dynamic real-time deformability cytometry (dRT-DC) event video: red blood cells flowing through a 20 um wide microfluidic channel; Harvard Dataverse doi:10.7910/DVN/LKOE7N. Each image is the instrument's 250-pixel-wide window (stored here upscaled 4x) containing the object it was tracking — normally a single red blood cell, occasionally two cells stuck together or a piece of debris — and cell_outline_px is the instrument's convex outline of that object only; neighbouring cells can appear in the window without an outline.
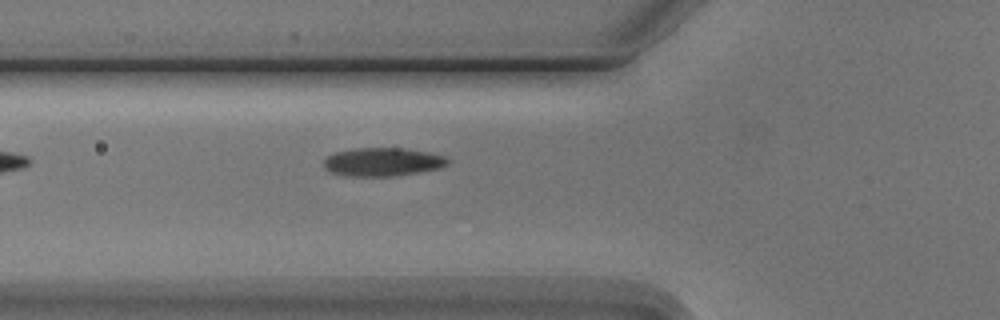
{"species": "Egyptian fruit bat (a non-hibernating species)", "species_latin": "Rousettus aegyptiacus", "temperature_condition": "cold", "stored_images_in_passage": 7, "camera_frame_rate_fps": 3000, "um_per_image_px": 0.085, "animal": {"sex": "male"}, "frame": {"image": 1, "passage_image": 7, "time_ms": 8.0, "image_size_px": [1000, 320], "cell_outline_px": [[452, 160], [444, 168], [420, 172], [392, 176], [348, 176], [332, 172], [324, 168], [324, 160], [328, 156], [336, 152], [352, 148], [404, 148], [428, 152], [444, 156]], "centroid_in_image_um": [32.58, 13.76], "position_along_channel_um": 93.2, "area_um2": 20.69}}